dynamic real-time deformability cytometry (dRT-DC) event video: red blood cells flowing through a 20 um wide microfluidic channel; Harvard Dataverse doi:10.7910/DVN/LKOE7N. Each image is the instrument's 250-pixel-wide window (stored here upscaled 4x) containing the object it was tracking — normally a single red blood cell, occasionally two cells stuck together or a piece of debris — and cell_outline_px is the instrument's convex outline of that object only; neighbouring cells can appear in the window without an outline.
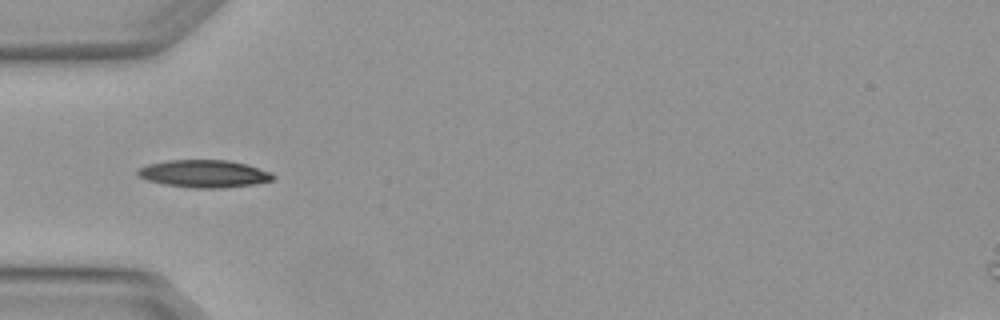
{"species": "Egyptian fruit bat (a non-hibernating species)", "species_latin": "Rousettus aegyptiacus", "temperature_condition": "warm", "stored_images_in_passage": 2, "camera_frame_rate_fps": 3000, "um_per_image_px": 0.085, "animal": {"sex": "female"}, "frame": {"image": 1, "passage_image": 1, "time_ms": 0.0, "image_size_px": [1000, 320], "cell_outline_px": [[276, 176], [272, 180], [252, 184], [220, 188], [196, 188], [164, 184], [148, 180], [140, 176], [136, 172], [136, 168], [148, 164], [168, 160], [228, 160], [248, 164], [272, 172]], "centroid_in_image_um": [17.36, 14.75], "position_along_channel_um": 67.6, "area_um2": 21.68}}
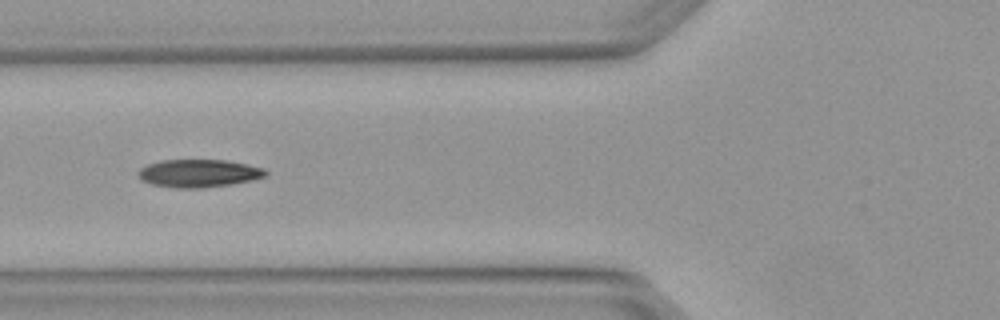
{"frame": {"image": 2, "passage_image": 2, "time_ms": 0.333, "image_size_px": [1000, 320], "cell_outline_px": [[268, 172], [264, 176], [252, 180], [232, 184], [200, 188], [176, 188], [152, 184], [140, 180], [136, 172], [140, 168], [148, 164], [160, 160], [228, 160], [248, 164], [264, 168]], "centroid_in_image_um": [16.87, 14.72], "position_along_channel_um": 108.9, "area_um2": 20.81}}